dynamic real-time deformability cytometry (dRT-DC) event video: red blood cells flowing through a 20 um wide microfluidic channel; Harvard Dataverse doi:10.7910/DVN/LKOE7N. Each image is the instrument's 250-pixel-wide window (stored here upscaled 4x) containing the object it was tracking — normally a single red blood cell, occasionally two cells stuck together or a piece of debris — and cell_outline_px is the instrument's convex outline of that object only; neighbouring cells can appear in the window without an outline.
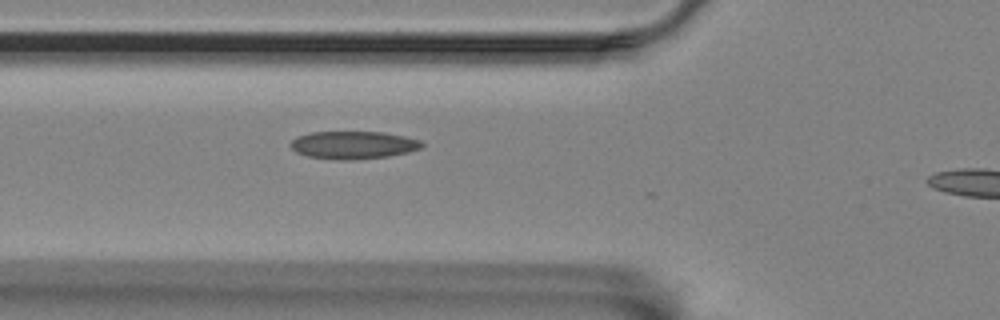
{"species": "Egyptian fruit bat (a non-hibernating species)", "species_latin": "Rousettus aegyptiacus", "temperature_condition": "room temperature", "stored_images_in_passage": 11, "camera_frame_rate_fps": 3000, "um_per_image_px": 0.085, "animal": {"sex": "female"}, "frame": {"image": 1, "passage_image": 7, "time_ms": 2.0, "image_size_px": [1000, 320], "cell_outline_px": [[424, 144], [420, 148], [408, 152], [388, 156], [352, 160], [336, 160], [308, 156], [296, 152], [288, 144], [296, 136], [308, 132], [384, 132], [404, 136], [420, 140]], "centroid_in_image_um": [29.99, 12.32], "position_along_channel_um": 95.8, "area_um2": 21.33}}
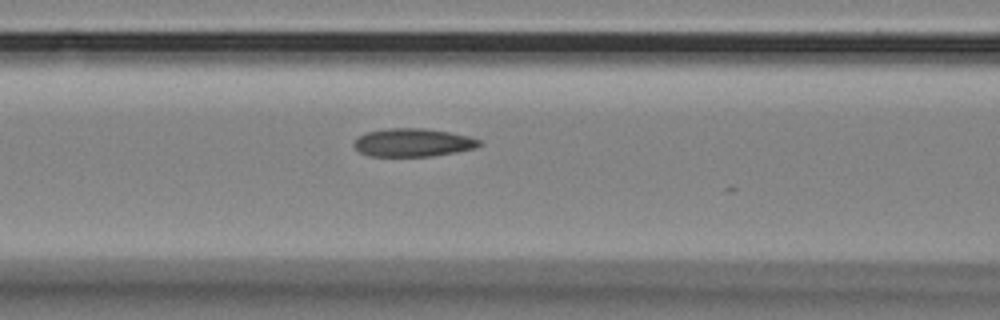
{"frame": {"image": 2, "passage_image": 10, "time_ms": 3.0, "image_size_px": [1000, 320], "cell_outline_px": [[484, 144], [476, 148], [456, 152], [432, 156], [368, 156], [360, 152], [352, 144], [360, 136], [368, 132], [388, 128], [428, 128], [468, 136], [480, 140]], "centroid_in_image_um": [35.13, 12.12], "position_along_channel_um": 131.5, "area_um2": 20.58}}